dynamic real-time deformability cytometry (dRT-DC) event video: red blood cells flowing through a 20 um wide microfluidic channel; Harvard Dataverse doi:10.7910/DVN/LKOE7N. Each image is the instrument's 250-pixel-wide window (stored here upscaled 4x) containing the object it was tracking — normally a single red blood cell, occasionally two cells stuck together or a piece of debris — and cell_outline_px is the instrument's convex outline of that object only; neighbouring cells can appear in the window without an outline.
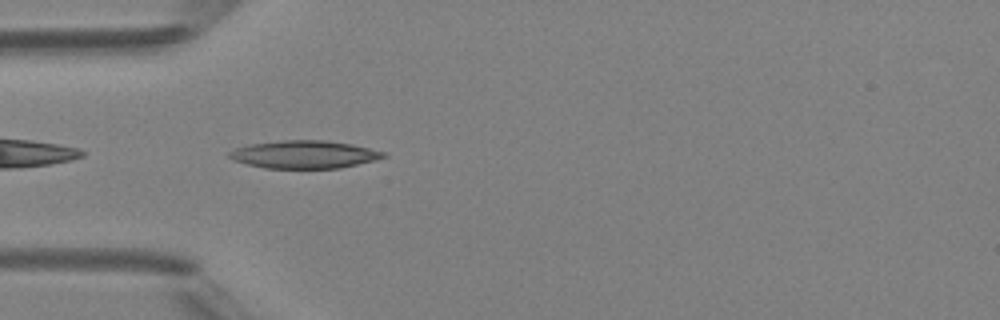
{"species": "Egyptian fruit bat (a non-hibernating species)", "species_latin": "Rousettus aegyptiacus", "temperature_condition": "room temperature", "stored_images_in_passage": 1, "camera_frame_rate_fps": 3000, "um_per_image_px": 0.085, "animal": {"sex": "female"}, "frame": {"image": 1, "passage_image": 1, "time_ms": 0.0, "image_size_px": [1000, 320], "cell_outline_px": [[388, 156], [340, 168], [264, 168], [248, 164], [236, 160], [228, 156], [228, 152], [236, 148], [252, 144], [284, 140], [324, 140], [352, 144], [384, 152]], "centroid_in_image_um": [25.86, 13.12], "position_along_channel_um": 59.1, "area_um2": 24.57}}